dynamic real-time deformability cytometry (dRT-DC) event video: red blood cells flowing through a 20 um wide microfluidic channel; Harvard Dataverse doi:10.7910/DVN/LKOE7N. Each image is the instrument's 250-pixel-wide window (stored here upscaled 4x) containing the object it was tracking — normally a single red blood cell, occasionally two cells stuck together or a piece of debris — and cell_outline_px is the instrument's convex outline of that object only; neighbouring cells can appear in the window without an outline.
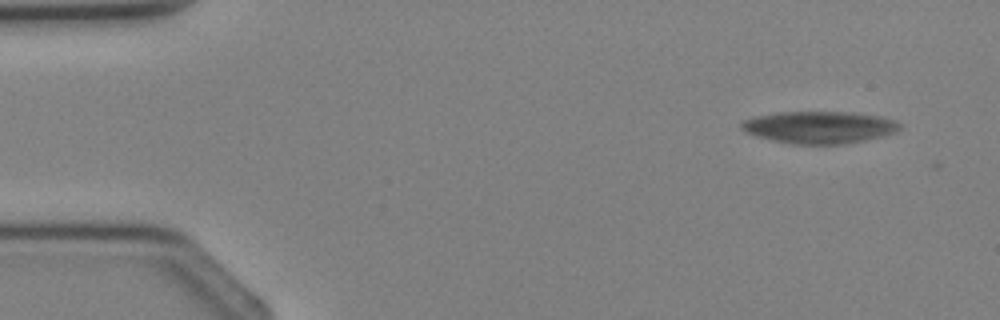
{"species": "Egyptian fruit bat (a non-hibernating species)", "species_latin": "Rousettus aegyptiacus", "temperature_condition": "cold", "stored_images_in_passage": 3, "segment_of_instrument_passage": [2, 2], "camera_frame_rate_fps": 3000, "um_per_image_px": 0.085, "animal": {"sex": "female"}, "frame": {"image": 1, "passage_image": 3, "time_ms": 2.333, "image_size_px": [1000, 320], "cell_outline_px": [[900, 128], [896, 132], [884, 136], [844, 144], [792, 144], [772, 140], [756, 136], [744, 132], [740, 128], [740, 124], [744, 120], [756, 116], [780, 112], [848, 112], [880, 116], [896, 120], [900, 124]], "centroid_in_image_um": [69.64, 10.82], "position_along_channel_um": 15.4, "area_um2": 29.71}}